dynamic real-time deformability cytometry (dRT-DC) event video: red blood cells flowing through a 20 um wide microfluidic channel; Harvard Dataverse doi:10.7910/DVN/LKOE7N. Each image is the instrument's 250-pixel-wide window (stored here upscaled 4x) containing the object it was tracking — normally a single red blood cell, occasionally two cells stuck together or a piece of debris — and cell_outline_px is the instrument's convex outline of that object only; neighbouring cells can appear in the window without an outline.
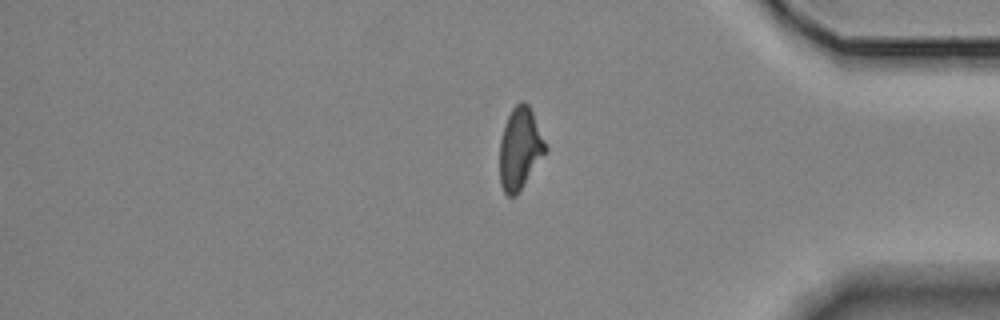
{"species": "Egyptian fruit bat (a non-hibernating species)", "species_latin": "Rousettus aegyptiacus", "temperature_condition": "room temperature", "stored_images_in_passage": 19, "segment_of_instrument_passage": [2, 2], "camera_frame_rate_fps": 3000, "um_per_image_px": 0.085, "animal": {"sex": "female"}, "frame": {"image": 1, "passage_image": 19, "time_ms": 20.333, "image_size_px": [1000, 320], "cell_outline_px": [[548, 152], [516, 196], [508, 196], [504, 192], [500, 184], [500, 140], [504, 124], [512, 108], [520, 100], [524, 100], [528, 104], [532, 112], [548, 148]], "centroid_in_image_um": [44.21, 12.64], "position_along_channel_um": 391.0, "area_um2": 22.08}}